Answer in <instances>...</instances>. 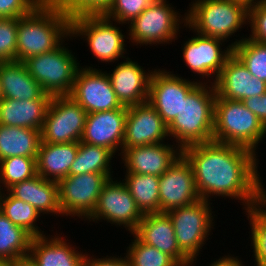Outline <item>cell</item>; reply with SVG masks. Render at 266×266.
I'll return each instance as SVG.
<instances>
[{
	"instance_id": "1",
	"label": "cell",
	"mask_w": 266,
	"mask_h": 266,
	"mask_svg": "<svg viewBox=\"0 0 266 266\" xmlns=\"http://www.w3.org/2000/svg\"><path fill=\"white\" fill-rule=\"evenodd\" d=\"M182 154L193 168L201 199L210 201L213 195L235 198L247 210L266 195L257 168L259 159L250 149L212 140L185 147Z\"/></svg>"
},
{
	"instance_id": "2",
	"label": "cell",
	"mask_w": 266,
	"mask_h": 266,
	"mask_svg": "<svg viewBox=\"0 0 266 266\" xmlns=\"http://www.w3.org/2000/svg\"><path fill=\"white\" fill-rule=\"evenodd\" d=\"M70 38V18L59 6L39 3L29 14L18 18L16 61L56 49Z\"/></svg>"
},
{
	"instance_id": "3",
	"label": "cell",
	"mask_w": 266,
	"mask_h": 266,
	"mask_svg": "<svg viewBox=\"0 0 266 266\" xmlns=\"http://www.w3.org/2000/svg\"><path fill=\"white\" fill-rule=\"evenodd\" d=\"M205 81L187 95L179 114L168 125L169 138L173 137L181 150L213 140L216 91L209 78Z\"/></svg>"
},
{
	"instance_id": "4",
	"label": "cell",
	"mask_w": 266,
	"mask_h": 266,
	"mask_svg": "<svg viewBox=\"0 0 266 266\" xmlns=\"http://www.w3.org/2000/svg\"><path fill=\"white\" fill-rule=\"evenodd\" d=\"M266 135V127L242 101L216 96L213 140L238 145L256 152ZM257 147V148H256Z\"/></svg>"
},
{
	"instance_id": "5",
	"label": "cell",
	"mask_w": 266,
	"mask_h": 266,
	"mask_svg": "<svg viewBox=\"0 0 266 266\" xmlns=\"http://www.w3.org/2000/svg\"><path fill=\"white\" fill-rule=\"evenodd\" d=\"M185 12L183 25L200 35L219 38L227 43L239 28L248 25V8L231 0H193Z\"/></svg>"
},
{
	"instance_id": "6",
	"label": "cell",
	"mask_w": 266,
	"mask_h": 266,
	"mask_svg": "<svg viewBox=\"0 0 266 266\" xmlns=\"http://www.w3.org/2000/svg\"><path fill=\"white\" fill-rule=\"evenodd\" d=\"M63 41L56 49L24 61L29 74L50 96L70 95L81 66Z\"/></svg>"
},
{
	"instance_id": "7",
	"label": "cell",
	"mask_w": 266,
	"mask_h": 266,
	"mask_svg": "<svg viewBox=\"0 0 266 266\" xmlns=\"http://www.w3.org/2000/svg\"><path fill=\"white\" fill-rule=\"evenodd\" d=\"M178 12L167 0H155L128 24L127 39L129 38V42L131 41L134 45L140 44V47L175 42L178 32L180 34L179 28L182 27L179 25L186 23V16Z\"/></svg>"
},
{
	"instance_id": "8",
	"label": "cell",
	"mask_w": 266,
	"mask_h": 266,
	"mask_svg": "<svg viewBox=\"0 0 266 266\" xmlns=\"http://www.w3.org/2000/svg\"><path fill=\"white\" fill-rule=\"evenodd\" d=\"M212 203L204 199L184 207L167 211L172 221L180 250L192 261L197 260L200 249L213 229Z\"/></svg>"
},
{
	"instance_id": "9",
	"label": "cell",
	"mask_w": 266,
	"mask_h": 266,
	"mask_svg": "<svg viewBox=\"0 0 266 266\" xmlns=\"http://www.w3.org/2000/svg\"><path fill=\"white\" fill-rule=\"evenodd\" d=\"M105 16H86L70 20V35L85 38L84 41L98 61L114 63L127 54L125 47V35L117 22ZM114 24V25H113ZM117 26V27H116Z\"/></svg>"
},
{
	"instance_id": "10",
	"label": "cell",
	"mask_w": 266,
	"mask_h": 266,
	"mask_svg": "<svg viewBox=\"0 0 266 266\" xmlns=\"http://www.w3.org/2000/svg\"><path fill=\"white\" fill-rule=\"evenodd\" d=\"M112 175L83 173L63 178L58 182L59 206L62 216L87 220L94 212L103 186Z\"/></svg>"
},
{
	"instance_id": "11",
	"label": "cell",
	"mask_w": 266,
	"mask_h": 266,
	"mask_svg": "<svg viewBox=\"0 0 266 266\" xmlns=\"http://www.w3.org/2000/svg\"><path fill=\"white\" fill-rule=\"evenodd\" d=\"M87 112L70 96H52L41 129V142H80Z\"/></svg>"
},
{
	"instance_id": "12",
	"label": "cell",
	"mask_w": 266,
	"mask_h": 266,
	"mask_svg": "<svg viewBox=\"0 0 266 266\" xmlns=\"http://www.w3.org/2000/svg\"><path fill=\"white\" fill-rule=\"evenodd\" d=\"M143 216L123 181L118 182L111 178L103 186L98 204L87 221L98 223L103 219L107 223L115 224L116 227L124 226L133 233Z\"/></svg>"
},
{
	"instance_id": "13",
	"label": "cell",
	"mask_w": 266,
	"mask_h": 266,
	"mask_svg": "<svg viewBox=\"0 0 266 266\" xmlns=\"http://www.w3.org/2000/svg\"><path fill=\"white\" fill-rule=\"evenodd\" d=\"M202 81H191L166 69H154L147 102L169 125L179 114L182 101Z\"/></svg>"
},
{
	"instance_id": "14",
	"label": "cell",
	"mask_w": 266,
	"mask_h": 266,
	"mask_svg": "<svg viewBox=\"0 0 266 266\" xmlns=\"http://www.w3.org/2000/svg\"><path fill=\"white\" fill-rule=\"evenodd\" d=\"M70 96L87 112L110 111L122 107L112 88L107 71L91 66L77 71Z\"/></svg>"
},
{
	"instance_id": "15",
	"label": "cell",
	"mask_w": 266,
	"mask_h": 266,
	"mask_svg": "<svg viewBox=\"0 0 266 266\" xmlns=\"http://www.w3.org/2000/svg\"><path fill=\"white\" fill-rule=\"evenodd\" d=\"M195 33L181 48L183 61L199 78L215 77L211 82L214 84L227 59L233 54V47L229 44L222 50L224 40Z\"/></svg>"
},
{
	"instance_id": "16",
	"label": "cell",
	"mask_w": 266,
	"mask_h": 266,
	"mask_svg": "<svg viewBox=\"0 0 266 266\" xmlns=\"http://www.w3.org/2000/svg\"><path fill=\"white\" fill-rule=\"evenodd\" d=\"M159 198L160 212L191 205L201 199L193 168L183 154L159 177Z\"/></svg>"
},
{
	"instance_id": "17",
	"label": "cell",
	"mask_w": 266,
	"mask_h": 266,
	"mask_svg": "<svg viewBox=\"0 0 266 266\" xmlns=\"http://www.w3.org/2000/svg\"><path fill=\"white\" fill-rule=\"evenodd\" d=\"M168 125L148 103L128 107L122 149L169 140Z\"/></svg>"
},
{
	"instance_id": "18",
	"label": "cell",
	"mask_w": 266,
	"mask_h": 266,
	"mask_svg": "<svg viewBox=\"0 0 266 266\" xmlns=\"http://www.w3.org/2000/svg\"><path fill=\"white\" fill-rule=\"evenodd\" d=\"M128 107L88 113L81 142L104 147L114 155L121 151Z\"/></svg>"
},
{
	"instance_id": "19",
	"label": "cell",
	"mask_w": 266,
	"mask_h": 266,
	"mask_svg": "<svg viewBox=\"0 0 266 266\" xmlns=\"http://www.w3.org/2000/svg\"><path fill=\"white\" fill-rule=\"evenodd\" d=\"M181 154L182 150L173 141V145L162 142L122 149L120 156L126 168V174L160 177Z\"/></svg>"
},
{
	"instance_id": "20",
	"label": "cell",
	"mask_w": 266,
	"mask_h": 266,
	"mask_svg": "<svg viewBox=\"0 0 266 266\" xmlns=\"http://www.w3.org/2000/svg\"><path fill=\"white\" fill-rule=\"evenodd\" d=\"M107 73L117 99L122 106L130 107L147 102L152 70L143 69L129 57ZM111 73V74H110Z\"/></svg>"
},
{
	"instance_id": "21",
	"label": "cell",
	"mask_w": 266,
	"mask_h": 266,
	"mask_svg": "<svg viewBox=\"0 0 266 266\" xmlns=\"http://www.w3.org/2000/svg\"><path fill=\"white\" fill-rule=\"evenodd\" d=\"M216 96L242 101L266 93V82L252 76L244 64L232 54L214 82Z\"/></svg>"
},
{
	"instance_id": "22",
	"label": "cell",
	"mask_w": 266,
	"mask_h": 266,
	"mask_svg": "<svg viewBox=\"0 0 266 266\" xmlns=\"http://www.w3.org/2000/svg\"><path fill=\"white\" fill-rule=\"evenodd\" d=\"M135 235L141 242L156 247L163 253L171 256L179 265L192 261L180 250L171 219L166 212L144 214Z\"/></svg>"
},
{
	"instance_id": "23",
	"label": "cell",
	"mask_w": 266,
	"mask_h": 266,
	"mask_svg": "<svg viewBox=\"0 0 266 266\" xmlns=\"http://www.w3.org/2000/svg\"><path fill=\"white\" fill-rule=\"evenodd\" d=\"M50 237H32L26 259L32 266H84L87 253L77 251L76 246L58 233Z\"/></svg>"
},
{
	"instance_id": "24",
	"label": "cell",
	"mask_w": 266,
	"mask_h": 266,
	"mask_svg": "<svg viewBox=\"0 0 266 266\" xmlns=\"http://www.w3.org/2000/svg\"><path fill=\"white\" fill-rule=\"evenodd\" d=\"M13 197L32 205L40 214H51L59 217L62 212L59 206L58 183L36 175L10 187L7 190Z\"/></svg>"
},
{
	"instance_id": "25",
	"label": "cell",
	"mask_w": 266,
	"mask_h": 266,
	"mask_svg": "<svg viewBox=\"0 0 266 266\" xmlns=\"http://www.w3.org/2000/svg\"><path fill=\"white\" fill-rule=\"evenodd\" d=\"M0 85L3 98L15 100L52 99L29 74L24 62H0Z\"/></svg>"
},
{
	"instance_id": "26",
	"label": "cell",
	"mask_w": 266,
	"mask_h": 266,
	"mask_svg": "<svg viewBox=\"0 0 266 266\" xmlns=\"http://www.w3.org/2000/svg\"><path fill=\"white\" fill-rule=\"evenodd\" d=\"M78 152V142H41L37 153V174L44 179L59 182L69 175Z\"/></svg>"
},
{
	"instance_id": "27",
	"label": "cell",
	"mask_w": 266,
	"mask_h": 266,
	"mask_svg": "<svg viewBox=\"0 0 266 266\" xmlns=\"http://www.w3.org/2000/svg\"><path fill=\"white\" fill-rule=\"evenodd\" d=\"M51 99L0 101V124L41 130Z\"/></svg>"
},
{
	"instance_id": "28",
	"label": "cell",
	"mask_w": 266,
	"mask_h": 266,
	"mask_svg": "<svg viewBox=\"0 0 266 266\" xmlns=\"http://www.w3.org/2000/svg\"><path fill=\"white\" fill-rule=\"evenodd\" d=\"M41 143V130L0 124V161L24 156L37 158Z\"/></svg>"
},
{
	"instance_id": "29",
	"label": "cell",
	"mask_w": 266,
	"mask_h": 266,
	"mask_svg": "<svg viewBox=\"0 0 266 266\" xmlns=\"http://www.w3.org/2000/svg\"><path fill=\"white\" fill-rule=\"evenodd\" d=\"M32 236L0 212V260L10 264L25 261Z\"/></svg>"
},
{
	"instance_id": "30",
	"label": "cell",
	"mask_w": 266,
	"mask_h": 266,
	"mask_svg": "<svg viewBox=\"0 0 266 266\" xmlns=\"http://www.w3.org/2000/svg\"><path fill=\"white\" fill-rule=\"evenodd\" d=\"M122 181L143 214L160 212L159 176L125 174Z\"/></svg>"
},
{
	"instance_id": "31",
	"label": "cell",
	"mask_w": 266,
	"mask_h": 266,
	"mask_svg": "<svg viewBox=\"0 0 266 266\" xmlns=\"http://www.w3.org/2000/svg\"><path fill=\"white\" fill-rule=\"evenodd\" d=\"M113 156L115 155L104 147L90 145L80 141L78 142V152L75 161L71 164L68 176L83 173L113 175L111 166Z\"/></svg>"
},
{
	"instance_id": "32",
	"label": "cell",
	"mask_w": 266,
	"mask_h": 266,
	"mask_svg": "<svg viewBox=\"0 0 266 266\" xmlns=\"http://www.w3.org/2000/svg\"><path fill=\"white\" fill-rule=\"evenodd\" d=\"M0 212L3 213L14 225L20 226L32 237L46 235L37 226L40 214L32 205L13 197L8 191L3 193Z\"/></svg>"
},
{
	"instance_id": "33",
	"label": "cell",
	"mask_w": 266,
	"mask_h": 266,
	"mask_svg": "<svg viewBox=\"0 0 266 266\" xmlns=\"http://www.w3.org/2000/svg\"><path fill=\"white\" fill-rule=\"evenodd\" d=\"M233 54L244 64L252 76L266 82V43L249 37L236 39L230 44Z\"/></svg>"
},
{
	"instance_id": "34",
	"label": "cell",
	"mask_w": 266,
	"mask_h": 266,
	"mask_svg": "<svg viewBox=\"0 0 266 266\" xmlns=\"http://www.w3.org/2000/svg\"><path fill=\"white\" fill-rule=\"evenodd\" d=\"M265 208V209H264ZM251 228L254 266H266V195L245 211Z\"/></svg>"
},
{
	"instance_id": "35",
	"label": "cell",
	"mask_w": 266,
	"mask_h": 266,
	"mask_svg": "<svg viewBox=\"0 0 266 266\" xmlns=\"http://www.w3.org/2000/svg\"><path fill=\"white\" fill-rule=\"evenodd\" d=\"M36 175V158L15 156L0 161V184L5 187L4 191Z\"/></svg>"
},
{
	"instance_id": "36",
	"label": "cell",
	"mask_w": 266,
	"mask_h": 266,
	"mask_svg": "<svg viewBox=\"0 0 266 266\" xmlns=\"http://www.w3.org/2000/svg\"><path fill=\"white\" fill-rule=\"evenodd\" d=\"M133 236L125 255L130 266H179L171 256Z\"/></svg>"
},
{
	"instance_id": "37",
	"label": "cell",
	"mask_w": 266,
	"mask_h": 266,
	"mask_svg": "<svg viewBox=\"0 0 266 266\" xmlns=\"http://www.w3.org/2000/svg\"><path fill=\"white\" fill-rule=\"evenodd\" d=\"M41 2L59 6L71 20L86 16H105L114 0H41Z\"/></svg>"
},
{
	"instance_id": "38",
	"label": "cell",
	"mask_w": 266,
	"mask_h": 266,
	"mask_svg": "<svg viewBox=\"0 0 266 266\" xmlns=\"http://www.w3.org/2000/svg\"><path fill=\"white\" fill-rule=\"evenodd\" d=\"M155 0H114L106 18L117 24H129L137 18Z\"/></svg>"
},
{
	"instance_id": "39",
	"label": "cell",
	"mask_w": 266,
	"mask_h": 266,
	"mask_svg": "<svg viewBox=\"0 0 266 266\" xmlns=\"http://www.w3.org/2000/svg\"><path fill=\"white\" fill-rule=\"evenodd\" d=\"M18 18H0V62L16 61Z\"/></svg>"
},
{
	"instance_id": "40",
	"label": "cell",
	"mask_w": 266,
	"mask_h": 266,
	"mask_svg": "<svg viewBox=\"0 0 266 266\" xmlns=\"http://www.w3.org/2000/svg\"><path fill=\"white\" fill-rule=\"evenodd\" d=\"M248 24L251 28L249 38L266 43V5L262 1L248 9Z\"/></svg>"
},
{
	"instance_id": "41",
	"label": "cell",
	"mask_w": 266,
	"mask_h": 266,
	"mask_svg": "<svg viewBox=\"0 0 266 266\" xmlns=\"http://www.w3.org/2000/svg\"><path fill=\"white\" fill-rule=\"evenodd\" d=\"M41 0H0V18H20L29 14Z\"/></svg>"
},
{
	"instance_id": "42",
	"label": "cell",
	"mask_w": 266,
	"mask_h": 266,
	"mask_svg": "<svg viewBox=\"0 0 266 266\" xmlns=\"http://www.w3.org/2000/svg\"><path fill=\"white\" fill-rule=\"evenodd\" d=\"M242 103L254 113L266 127V93L260 96L248 97L242 100Z\"/></svg>"
},
{
	"instance_id": "43",
	"label": "cell",
	"mask_w": 266,
	"mask_h": 266,
	"mask_svg": "<svg viewBox=\"0 0 266 266\" xmlns=\"http://www.w3.org/2000/svg\"><path fill=\"white\" fill-rule=\"evenodd\" d=\"M93 257V258H92ZM84 266H130L126 256H106L103 258H94V255L86 256Z\"/></svg>"
},
{
	"instance_id": "44",
	"label": "cell",
	"mask_w": 266,
	"mask_h": 266,
	"mask_svg": "<svg viewBox=\"0 0 266 266\" xmlns=\"http://www.w3.org/2000/svg\"><path fill=\"white\" fill-rule=\"evenodd\" d=\"M237 257L239 256L236 257L234 255L229 256L228 254L225 257L224 256L220 257L219 259L211 263L209 266H245L242 260H240Z\"/></svg>"
},
{
	"instance_id": "45",
	"label": "cell",
	"mask_w": 266,
	"mask_h": 266,
	"mask_svg": "<svg viewBox=\"0 0 266 266\" xmlns=\"http://www.w3.org/2000/svg\"><path fill=\"white\" fill-rule=\"evenodd\" d=\"M243 4L248 9L254 6L259 0H231Z\"/></svg>"
},
{
	"instance_id": "46",
	"label": "cell",
	"mask_w": 266,
	"mask_h": 266,
	"mask_svg": "<svg viewBox=\"0 0 266 266\" xmlns=\"http://www.w3.org/2000/svg\"><path fill=\"white\" fill-rule=\"evenodd\" d=\"M10 266H32V265L27 260H25V261L13 263Z\"/></svg>"
},
{
	"instance_id": "47",
	"label": "cell",
	"mask_w": 266,
	"mask_h": 266,
	"mask_svg": "<svg viewBox=\"0 0 266 266\" xmlns=\"http://www.w3.org/2000/svg\"><path fill=\"white\" fill-rule=\"evenodd\" d=\"M10 265H11L10 263L0 260V266H10Z\"/></svg>"
},
{
	"instance_id": "48",
	"label": "cell",
	"mask_w": 266,
	"mask_h": 266,
	"mask_svg": "<svg viewBox=\"0 0 266 266\" xmlns=\"http://www.w3.org/2000/svg\"><path fill=\"white\" fill-rule=\"evenodd\" d=\"M1 187H2V185H0V206H1V199H2V196H3V193H4L3 187L2 188Z\"/></svg>"
},
{
	"instance_id": "49",
	"label": "cell",
	"mask_w": 266,
	"mask_h": 266,
	"mask_svg": "<svg viewBox=\"0 0 266 266\" xmlns=\"http://www.w3.org/2000/svg\"><path fill=\"white\" fill-rule=\"evenodd\" d=\"M194 262L188 263V264H183V265H179V266H192Z\"/></svg>"
},
{
	"instance_id": "50",
	"label": "cell",
	"mask_w": 266,
	"mask_h": 266,
	"mask_svg": "<svg viewBox=\"0 0 266 266\" xmlns=\"http://www.w3.org/2000/svg\"><path fill=\"white\" fill-rule=\"evenodd\" d=\"M3 99L2 92H1V85H0V101Z\"/></svg>"
}]
</instances>
